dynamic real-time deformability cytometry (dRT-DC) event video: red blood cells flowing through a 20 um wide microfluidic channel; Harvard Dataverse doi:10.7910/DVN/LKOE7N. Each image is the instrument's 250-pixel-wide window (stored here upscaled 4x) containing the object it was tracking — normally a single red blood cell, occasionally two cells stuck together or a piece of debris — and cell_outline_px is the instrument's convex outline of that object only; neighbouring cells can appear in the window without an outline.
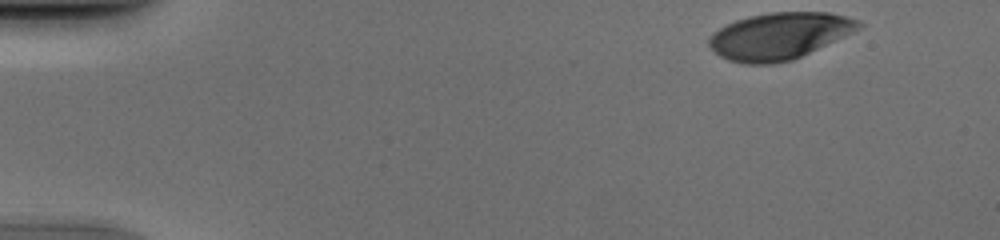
{"species": "human", "species_latin": "Homo sapiens", "temperature_condition": "cold", "stored_images_in_passage": 41, "camera_frame_rate_fps": 3000, "um_per_image_px": 0.085, "donor": {"sex": "male"}, "frame": {"image": 1, "passage_image": 1, "time_ms": 0.0, "image_size_px": [1000, 240], "cell_outline_px": [[864, 24], [860, 28], [852, 32], [792, 60], [772, 64], [744, 64], [728, 60], [720, 56], [708, 44], [708, 40], [720, 28], [736, 20], [748, 16], [772, 12], [828, 12], [844, 16], [856, 20]], "centroid_in_image_um": [66.23, 3.06], "position_along_channel_um": 18.8, "area_um2": 40.17}}
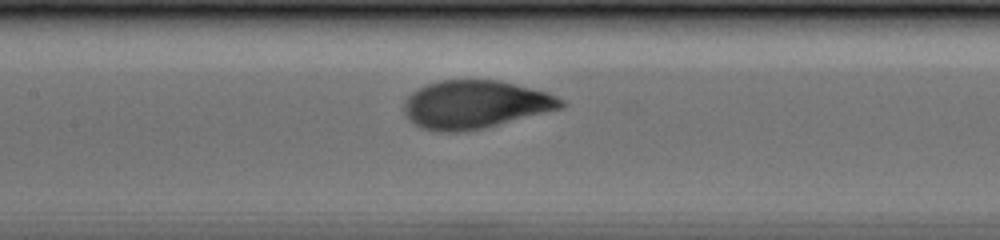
{"frame": {"image": 2, "passage_image": 21, "time_ms": 6.667, "image_size_px": [1000, 240], "cell_outline_px": [[568, 104], [564, 108], [484, 128], [460, 132], [436, 132], [420, 128], [408, 120], [404, 112], [404, 100], [416, 88], [440, 80], [496, 80], [548, 92], [564, 100]], "centroid_in_image_um": [40.38, 8.89], "position_along_channel_um": 167.0, "area_um2": 44.39}}
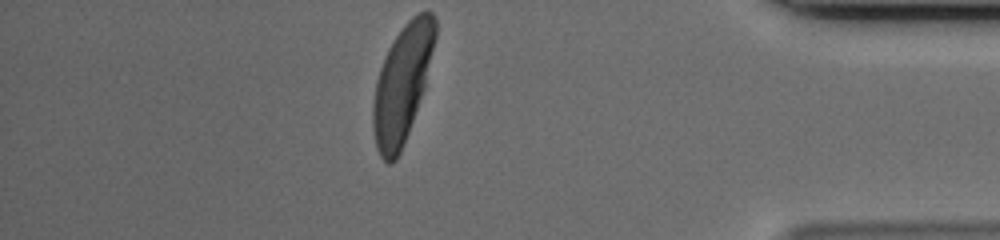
{"frame": {"image": 3, "passage_image": 41, "time_ms": 13.333, "image_size_px": [1000, 240], "cell_outline_px": [[436, 36], [424, 88], [408, 132], [400, 152], [396, 160], [392, 164], [388, 164], [380, 156], [376, 148], [372, 128], [372, 104], [376, 80], [384, 56], [388, 48], [404, 24], [412, 16], [420, 12], [432, 12], [436, 20]], "centroid_in_image_um": [34.16, 7.13], "position_along_channel_um": 401.0, "area_um2": 42.14}}